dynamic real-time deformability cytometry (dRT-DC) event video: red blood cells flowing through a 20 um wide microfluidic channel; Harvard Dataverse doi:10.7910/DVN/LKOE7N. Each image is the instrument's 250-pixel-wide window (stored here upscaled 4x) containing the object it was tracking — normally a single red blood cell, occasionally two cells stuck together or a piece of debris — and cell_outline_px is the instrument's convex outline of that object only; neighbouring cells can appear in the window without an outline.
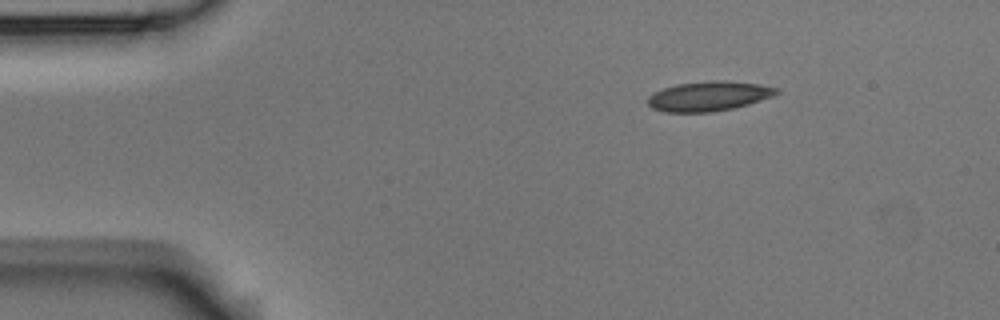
{"species": "Egyptian fruit bat (a non-hibernating species)", "species_latin": "Rousettus aegyptiacus", "temperature_condition": "room temperature", "stored_images_in_passage": 3, "camera_frame_rate_fps": 3000, "um_per_image_px": 0.085, "animal": {"sex": "male"}, "frame": {"image": 1, "passage_image": 1, "time_ms": 0.0, "image_size_px": [1000, 320], "cell_outline_px": [[780, 92], [772, 96], [748, 104], [732, 108], [712, 112], [664, 112], [652, 108], [648, 104], [648, 96], [652, 92], [676, 84], [712, 80], [724, 80], [760, 84], [780, 88]], "centroid_in_image_um": [60.24, 8.16], "position_along_channel_um": 24.8, "area_um2": 22.37}}